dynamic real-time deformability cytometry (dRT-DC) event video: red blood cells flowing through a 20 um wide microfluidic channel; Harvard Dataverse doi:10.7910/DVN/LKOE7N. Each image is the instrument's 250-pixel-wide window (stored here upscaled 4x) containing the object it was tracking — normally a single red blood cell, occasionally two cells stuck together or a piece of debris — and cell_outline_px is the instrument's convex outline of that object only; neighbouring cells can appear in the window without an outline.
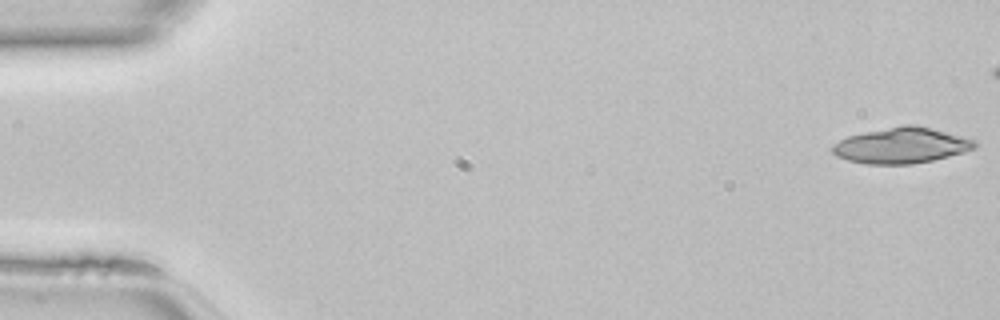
{"species": "common noctule bat (a hibernating species)", "species_latin": "Nyctalus noctula", "temperature_condition": "room temperature", "stored_images_in_passage": 41, "camera_frame_rate_fps": 3000, "um_per_image_px": 0.085, "animal": {"sex": "female", "body_mass_g": 22.7, "forearm_length_mm": 54.2}, "frame": {"image": 1, "passage_image": 1, "time_ms": 0.0, "image_size_px": [1000, 320], "cell_outline_px": [[976, 148], [964, 152], [932, 160], [912, 164], [864, 164], [848, 160], [836, 156], [832, 152], [832, 144], [848, 136], [864, 132], [900, 124], [916, 124], [976, 140]], "centroid_in_image_um": [76.6, 12.36], "position_along_channel_um": 8.4, "area_um2": 29.71}}
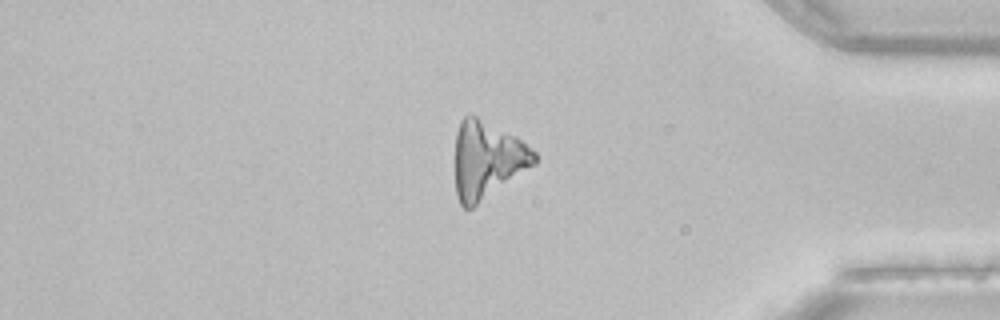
{"frame": {"image": 2, "passage_image": 39, "time_ms": 12.667, "image_size_px": [1000, 320], "cell_outline_px": [[536, 164], [472, 208], [464, 208], [460, 204], [456, 196], [456, 132], [460, 120], [464, 116], [472, 112], [516, 136], [536, 152]], "centroid_in_image_um": [41.41, 13.54], "position_along_channel_um": 393.8, "area_um2": 35.89}}